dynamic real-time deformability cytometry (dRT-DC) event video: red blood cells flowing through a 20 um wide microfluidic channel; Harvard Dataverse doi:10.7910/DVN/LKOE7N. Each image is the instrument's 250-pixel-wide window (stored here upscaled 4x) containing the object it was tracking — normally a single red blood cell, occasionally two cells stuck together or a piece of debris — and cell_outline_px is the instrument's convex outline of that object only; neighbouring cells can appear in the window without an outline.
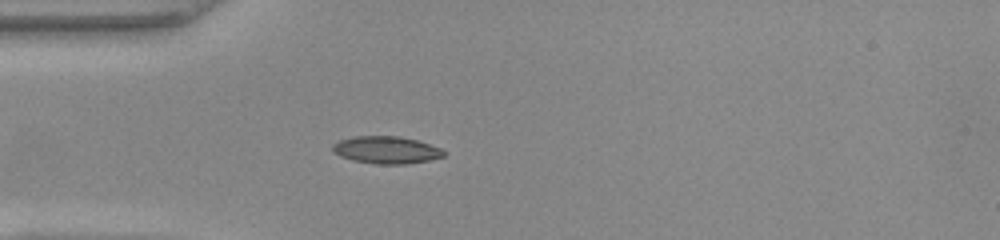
{"species": "common noctule bat (a hibernating species)", "species_latin": "Nyctalus noctula", "temperature_condition": "warm", "stored_images_in_passage": 38, "camera_frame_rate_fps": 3000, "um_per_image_px": 0.085, "animal": {"sex": "female", "body_mass_g": 22.0, "forearm_length_mm": 56.7}, "frame": {"image": 1, "passage_image": 1, "time_ms": 0.0, "image_size_px": [1000, 240], "cell_outline_px": [[444, 156], [428, 160], [408, 164], [376, 164], [352, 160], [340, 156], [332, 152], [332, 144], [340, 140], [356, 136], [400, 136], [416, 140], [440, 148], [444, 152]], "centroid_in_image_um": [32.79, 12.75], "position_along_channel_um": 52.2, "area_um2": 17.63}}
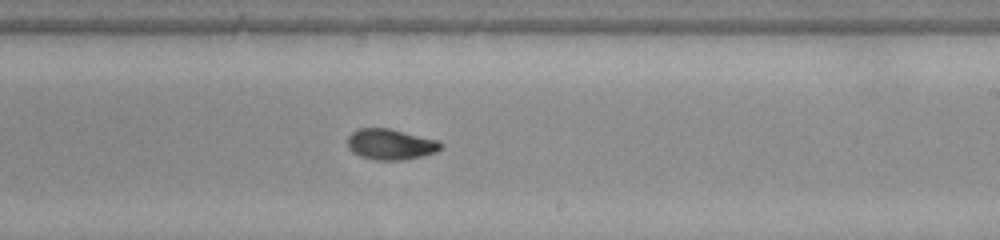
{"frame": {"image": 2, "passage_image": 17, "time_ms": 5.333, "image_size_px": [1000, 240], "cell_outline_px": [[444, 144], [436, 152], [420, 156], [400, 160], [376, 160], [360, 156], [352, 152], [348, 148], [348, 136], [356, 128], [388, 128], [440, 140]], "centroid_in_image_um": [33.19, 12.25], "position_along_channel_um": 255.8, "area_um2": 16.76}}
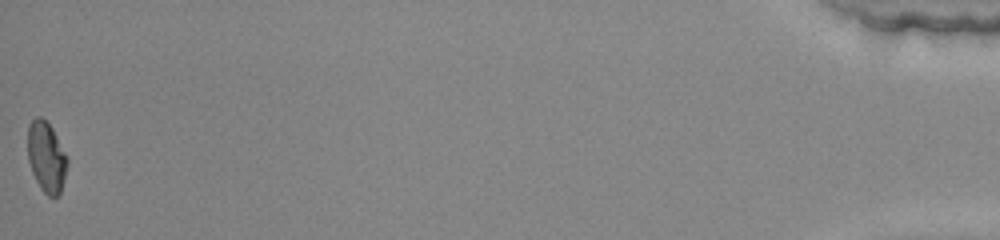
{"frame": {"image": 3, "passage_image": 38, "time_ms": 12.333, "image_size_px": [1000, 240], "cell_outline_px": [[68, 164], [64, 180], [60, 192], [56, 196], [48, 196], [40, 188], [32, 172], [28, 160], [28, 124], [36, 116], [40, 116], [52, 128], [68, 160]], "centroid_in_image_um": [3.93, 13.35], "position_along_channel_um": 431.3, "area_um2": 16.07}, "authors_computed_cell_mechanics": {"area_um2": 16.6175, "velocity_mm_per_s": 3.9718, "shape_relaxation_time_tau1_ms": 5.5572, "shape_relaxation_time_tau2_ms": 2.1221, "deformation_change_tau1": 0.2012, "deformation_change_tau2": 0.065}}